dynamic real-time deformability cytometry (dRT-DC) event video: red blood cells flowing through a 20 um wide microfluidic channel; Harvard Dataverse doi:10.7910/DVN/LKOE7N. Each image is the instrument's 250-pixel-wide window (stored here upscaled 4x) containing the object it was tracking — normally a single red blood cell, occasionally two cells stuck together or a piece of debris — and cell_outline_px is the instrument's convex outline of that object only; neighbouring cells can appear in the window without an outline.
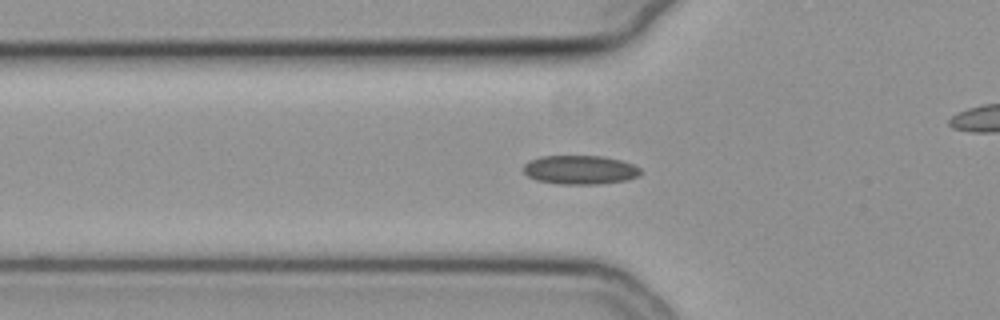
{"species": "common noctule bat (a hibernating species)", "species_latin": "Nyctalus noctula", "temperature_condition": "cold", "stored_images_in_passage": 44, "camera_frame_rate_fps": 3000, "um_per_image_px": 0.085, "animal": {"sex": "female", "body_mass_g": 19.3, "forearm_length_mm": 54.1}, "frame": {"image": 1, "passage_image": 15, "time_ms": 4.667, "image_size_px": [1000, 320], "cell_outline_px": [[644, 172], [640, 176], [628, 180], [596, 184], [560, 184], [536, 180], [528, 176], [524, 172], [524, 164], [528, 160], [540, 156], [600, 156], [620, 160], [632, 164], [640, 168]], "centroid_in_image_um": [49.32, 14.44], "position_along_channel_um": 76.5, "area_um2": 19.88}}
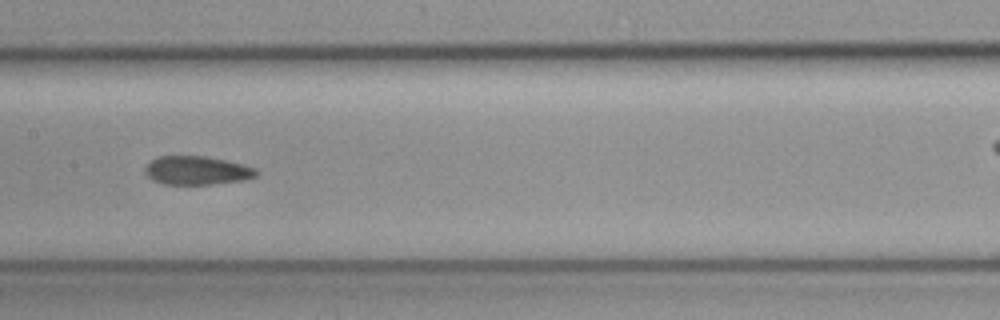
{"frame": {"image": 2, "passage_image": 24, "time_ms": 7.667, "image_size_px": [1000, 320], "cell_outline_px": [[260, 172], [256, 176], [244, 180], [212, 184], [164, 184], [152, 180], [144, 172], [144, 168], [152, 160], [160, 156], [204, 156], [244, 164], [256, 168]], "centroid_in_image_um": [16.76, 14.49], "position_along_channel_um": 190.6, "area_um2": 18.55}}
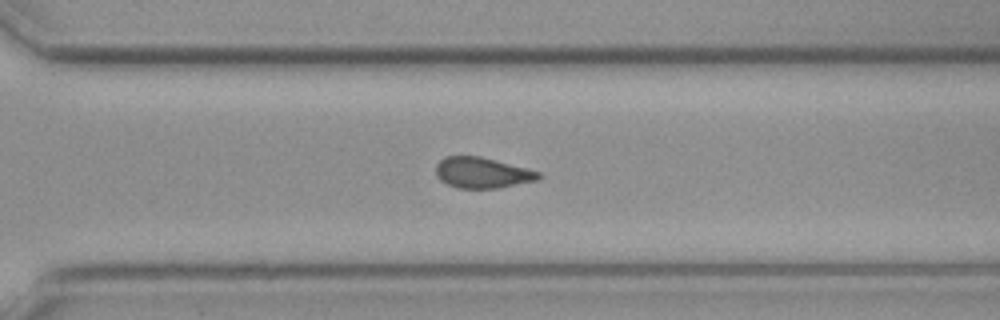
{"frame": {"image": 3, "passage_image": 35, "time_ms": 11.333, "image_size_px": [1000, 320], "cell_outline_px": [[544, 176], [540, 180], [500, 188], [456, 188], [440, 180], [436, 176], [436, 164], [444, 156], [480, 156], [528, 168], [540, 172]], "centroid_in_image_um": [41.03, 14.69], "position_along_channel_um": 329.6, "area_um2": 18.73}, "authors_computed_cell_mechanics": {"area_um2": 19.0451, "velocity_mm_per_s": 3.7946, "shape_relaxation_time_tau1_ms": null, "shape_relaxation_time_tau2_ms": 3.8144, "deformation_change_tau1": null, "deformation_change_tau2": 0.0964}}